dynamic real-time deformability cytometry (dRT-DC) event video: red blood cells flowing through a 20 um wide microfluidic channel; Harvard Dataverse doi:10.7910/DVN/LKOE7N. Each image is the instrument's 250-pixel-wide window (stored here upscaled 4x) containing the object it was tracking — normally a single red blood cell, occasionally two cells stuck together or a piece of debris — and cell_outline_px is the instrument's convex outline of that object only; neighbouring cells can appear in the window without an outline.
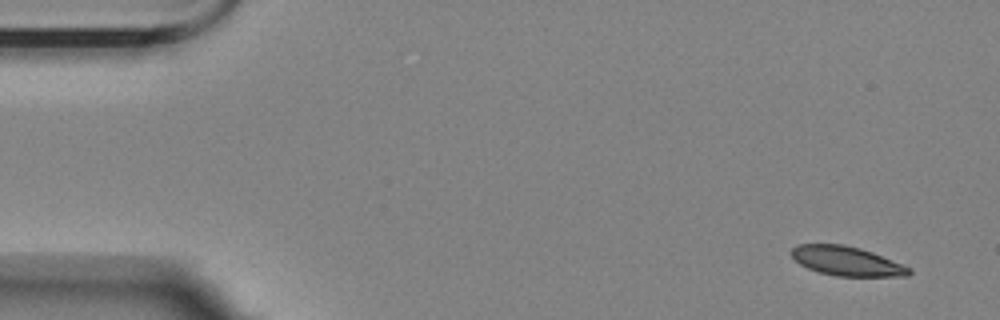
{"species": "Egyptian fruit bat (a non-hibernating species)", "species_latin": "Rousettus aegyptiacus", "temperature_condition": "room temperature", "stored_images_in_passage": 5, "segment_of_instrument_passage": [1, 2], "camera_frame_rate_fps": 3000, "um_per_image_px": 0.085, "animal": {"sex": "female"}, "frame": {"image": 1, "passage_image": 1, "time_ms": 0.0, "image_size_px": [1000, 320], "cell_outline_px": [[912, 272], [908, 276], [836, 276], [820, 272], [808, 268], [800, 264], [792, 256], [792, 248], [796, 244], [844, 244], [860, 248], [872, 252], [912, 268]], "centroid_in_image_um": [71.99, 22.19], "position_along_channel_um": 13.0, "area_um2": 20.0}}